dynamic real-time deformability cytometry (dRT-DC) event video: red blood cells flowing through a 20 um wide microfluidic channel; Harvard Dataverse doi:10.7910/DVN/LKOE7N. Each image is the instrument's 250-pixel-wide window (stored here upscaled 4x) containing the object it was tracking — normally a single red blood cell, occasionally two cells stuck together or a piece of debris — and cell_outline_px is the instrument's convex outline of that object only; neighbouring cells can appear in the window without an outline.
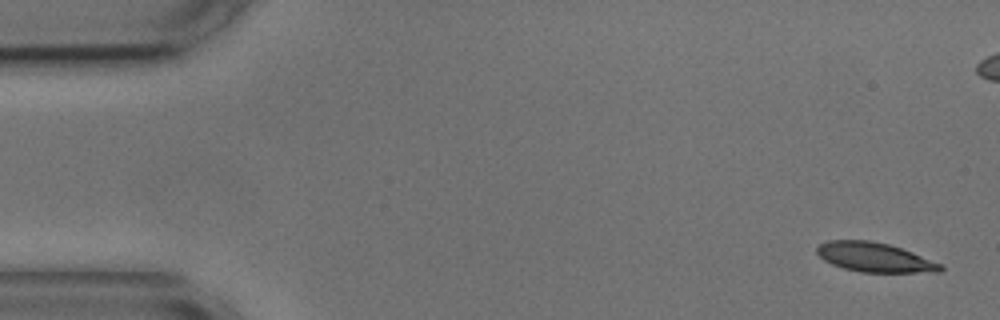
{"species": "common noctule bat (a hibernating species)", "species_latin": "Nyctalus noctula", "temperature_condition": "cold", "stored_images_in_passage": 7, "camera_frame_rate_fps": 3000, "um_per_image_px": 0.085, "animal": {"sex": "male", "body_mass_g": 17.9, "forearm_length_mm": 54.2}, "frame": {"image": 1, "passage_image": 1, "time_ms": 0.0, "image_size_px": [1000, 320], "cell_outline_px": [[944, 268], [940, 272], [860, 272], [844, 268], [832, 264], [824, 260], [816, 252], [816, 248], [820, 244], [828, 240], [872, 240], [888, 244], [912, 252], [944, 264]], "centroid_in_image_um": [74.36, 21.87], "position_along_channel_um": 10.6, "area_um2": 21.21}}